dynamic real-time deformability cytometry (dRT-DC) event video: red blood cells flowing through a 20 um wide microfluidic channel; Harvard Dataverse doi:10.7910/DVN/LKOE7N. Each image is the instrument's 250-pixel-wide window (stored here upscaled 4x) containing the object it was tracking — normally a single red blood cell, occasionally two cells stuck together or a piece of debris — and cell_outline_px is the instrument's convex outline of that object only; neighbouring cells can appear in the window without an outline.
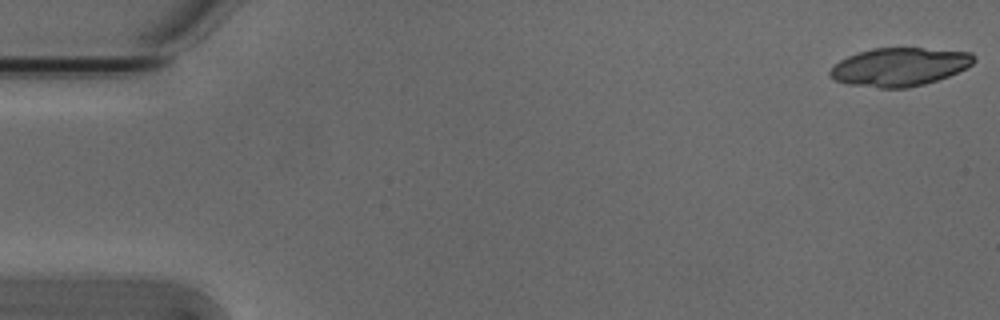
{"species": "Egyptian fruit bat (a non-hibernating species)", "species_latin": "Rousettus aegyptiacus", "temperature_condition": "cold", "stored_images_in_passage": 6, "camera_frame_rate_fps": 3000, "um_per_image_px": 0.085, "animal": {"sex": "male"}, "frame": {"image": 1, "passage_image": 1, "time_ms": 0.0, "image_size_px": [1000, 320], "cell_outline_px": [[976, 60], [972, 64], [948, 76], [924, 84], [908, 88], [880, 88], [848, 84], [836, 80], [828, 76], [828, 72], [840, 60], [848, 56], [872, 48], [924, 48], [972, 52], [976, 56]], "centroid_in_image_um": [76.46, 5.68], "position_along_channel_um": 8.5, "area_um2": 32.02}}
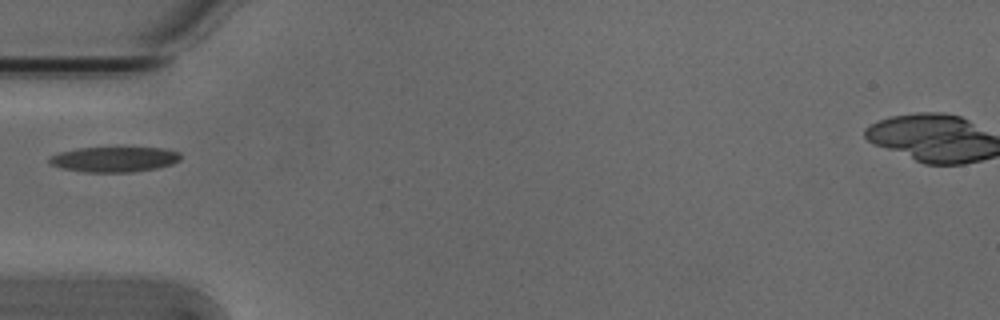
{"frame": {"image": 2, "passage_image": 5, "time_ms": 1.333, "image_size_px": [1000, 320], "cell_outline_px": [[180, 160], [172, 164], [156, 168], [132, 172], [84, 172], [60, 168], [48, 164], [48, 156], [60, 152], [80, 148], [116, 144], [164, 148], [180, 152]], "centroid_in_image_um": [9.7, 13.48], "position_along_channel_um": 75.3, "area_um2": 20.58}}
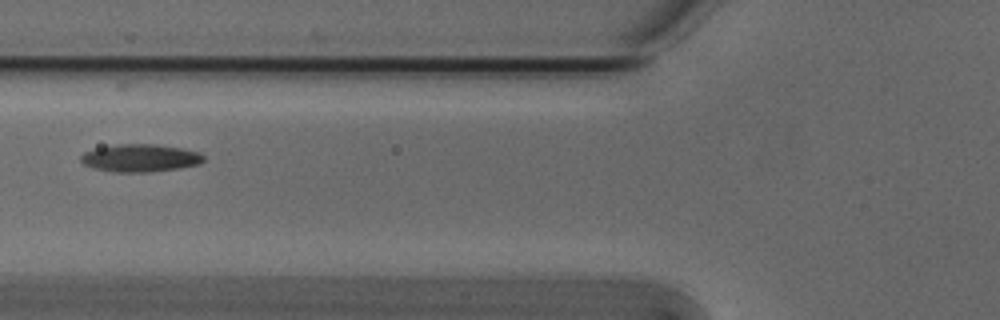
{"frame": {"image": 3, "passage_image": 6, "time_ms": 1.667, "image_size_px": [1000, 320], "cell_outline_px": [[204, 160], [200, 164], [180, 168], [148, 172], [112, 172], [96, 168], [84, 164], [80, 160], [80, 156], [84, 152], [96, 148], [116, 144], [152, 144], [180, 148], [200, 152], [204, 156]], "centroid_in_image_um": [11.92, 13.43], "position_along_channel_um": 113.9, "area_um2": 19.77}}